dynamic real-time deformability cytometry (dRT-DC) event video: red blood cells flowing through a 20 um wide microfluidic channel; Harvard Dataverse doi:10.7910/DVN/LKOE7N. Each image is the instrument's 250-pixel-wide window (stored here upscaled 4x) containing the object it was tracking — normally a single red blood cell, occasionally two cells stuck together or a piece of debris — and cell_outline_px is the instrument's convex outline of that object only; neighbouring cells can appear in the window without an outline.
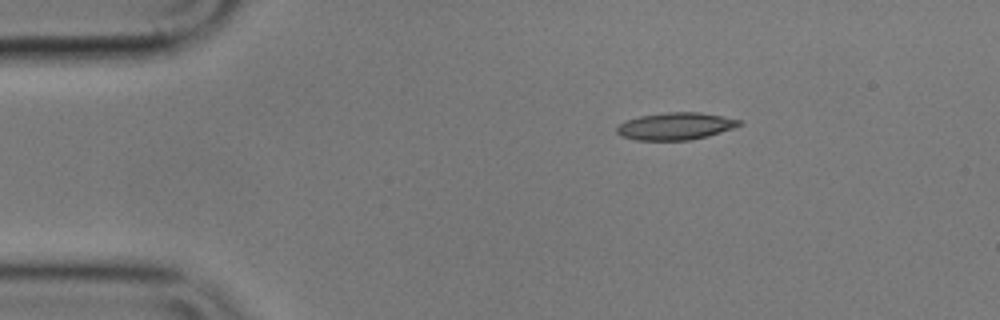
{"species": "common noctule bat (a hibernating species)", "species_latin": "Nyctalus noctula", "temperature_condition": "cold", "stored_images_in_passage": 47, "camera_frame_rate_fps": 3000, "um_per_image_px": 0.085, "animal": {"sex": "male", "body_mass_g": 17.9}, "frame": {"image": 1, "passage_image": 1, "time_ms": 0.0, "image_size_px": [1000, 320], "cell_outline_px": [[744, 120], [740, 124], [732, 128], [708, 136], [688, 140], [636, 140], [620, 136], [616, 132], [616, 128], [620, 124], [628, 120], [640, 116], [664, 112], [700, 112]], "centroid_in_image_um": [57.41, 10.72], "position_along_channel_um": 27.6, "area_um2": 19.36}}
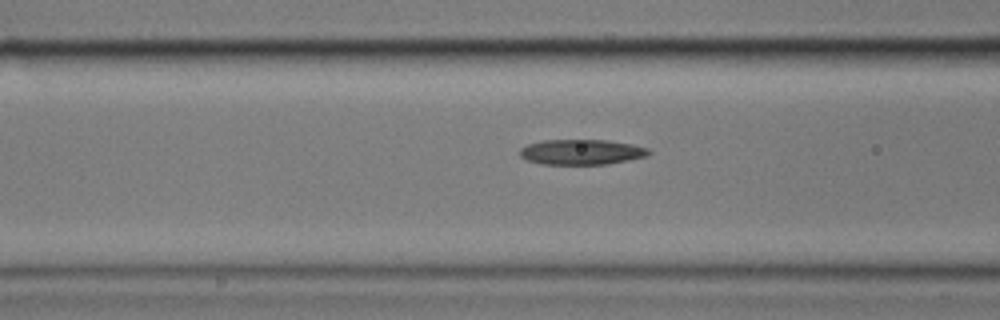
{"frame": {"image": 2, "passage_image": 13, "time_ms": 4.0, "image_size_px": [1000, 320], "cell_outline_px": [[652, 152], [648, 156], [608, 164], [540, 164], [528, 160], [520, 156], [520, 148], [528, 144], [544, 140], [608, 140], [632, 144], [648, 148]], "centroid_in_image_um": [49.45, 12.92], "position_along_channel_um": 117.1, "area_um2": 19.02}}
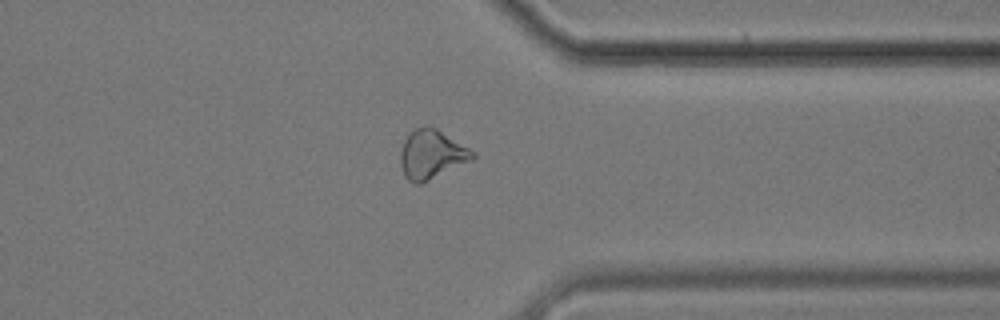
{"frame": {"image": 3, "passage_image": 35, "time_ms": 11.333, "image_size_px": [1000, 320], "cell_outline_px": [[476, 156], [472, 160], [420, 184], [412, 184], [404, 176], [400, 164], [400, 148], [404, 140], [416, 128], [424, 124], [428, 124], [436, 128], [476, 152]], "centroid_in_image_um": [36.67, 13.12], "position_along_channel_um": 374.7, "area_um2": 20.75}, "authors_computed_cell_mechanics": {"area_um2": 19.3052, "velocity_mm_per_s": 3.572, "shape_relaxation_time_tau1_ms": 9.4698, "shape_relaxation_time_tau2_ms": 2.8531, "deformation_change_tau1": 0.2138, "deformation_change_tau2": 0.1131}}